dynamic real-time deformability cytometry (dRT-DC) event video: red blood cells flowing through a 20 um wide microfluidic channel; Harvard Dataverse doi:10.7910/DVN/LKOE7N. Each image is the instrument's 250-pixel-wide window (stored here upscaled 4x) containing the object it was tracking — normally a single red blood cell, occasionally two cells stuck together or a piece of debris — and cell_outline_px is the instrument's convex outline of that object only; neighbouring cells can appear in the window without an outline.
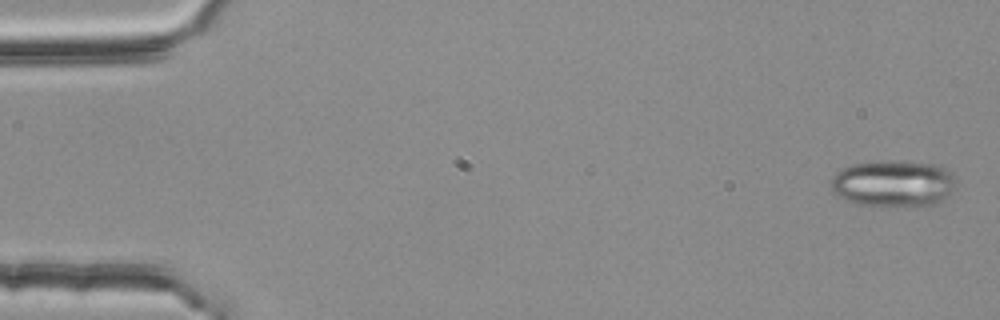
{"species": "common noctule bat (a hibernating species)", "species_latin": "Nyctalus noctula", "temperature_condition": "room temperature", "stored_images_in_passage": 4, "camera_frame_rate_fps": 3000, "um_per_image_px": 0.085, "animal": {"sex": "female", "body_mass_g": 25.1}, "frame": {"image": 1, "passage_image": 1, "time_ms": 0.0, "image_size_px": [1000, 320], "cell_outline_px": [[956, 184], [952, 192], [940, 204], [916, 208], [856, 204], [844, 200], [836, 196], [832, 192], [832, 176], [836, 172], [852, 164], [876, 160], [900, 160], [932, 164], [944, 168], [952, 172], [956, 180]], "centroid_in_image_um": [75.96, 15.62], "position_along_channel_um": 9.0, "area_um2": 35.14}}